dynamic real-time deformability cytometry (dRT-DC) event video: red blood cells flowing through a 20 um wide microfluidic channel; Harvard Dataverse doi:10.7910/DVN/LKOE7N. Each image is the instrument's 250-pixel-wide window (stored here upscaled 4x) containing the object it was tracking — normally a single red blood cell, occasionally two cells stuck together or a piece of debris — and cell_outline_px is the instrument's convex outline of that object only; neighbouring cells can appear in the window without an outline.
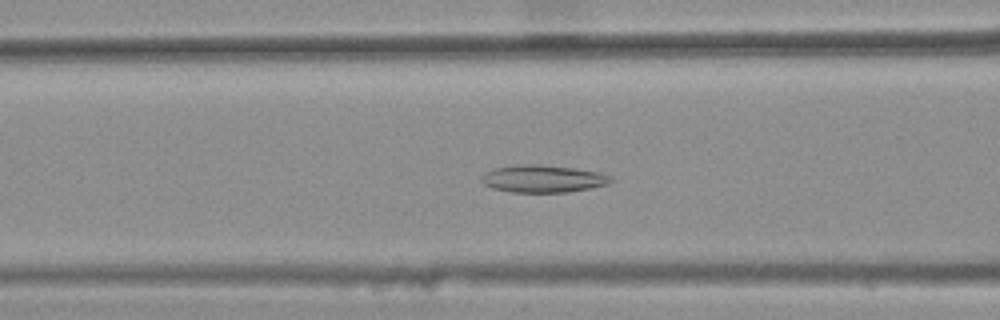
{"species": "common noctule bat (a hibernating species)", "species_latin": "Nyctalus noctula", "temperature_condition": "warm", "stored_images_in_passage": 42, "camera_frame_rate_fps": 3000, "um_per_image_px": 0.085, "animal": {"sex": "female", "body_mass_g": 25.1}, "frame": {"image": 1, "passage_image": 20, "time_ms": 6.333, "image_size_px": [1000, 320], "cell_outline_px": [[612, 180], [608, 184], [592, 188], [568, 192], [512, 192], [492, 188], [484, 184], [480, 180], [484, 172], [492, 168], [512, 164], [536, 164], [576, 168], [596, 172], [608, 176]], "centroid_in_image_um": [46.08, 15.18], "position_along_channel_um": 120.5, "area_um2": 20.75}}
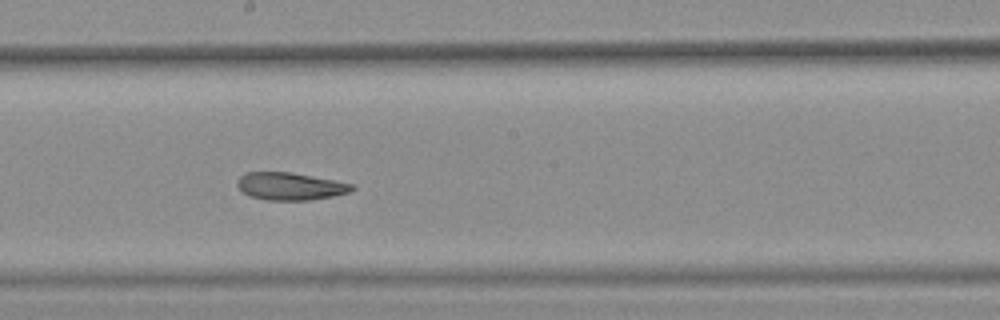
{"frame": {"image": 2, "passage_image": 28, "time_ms": 9.0, "image_size_px": [1000, 320], "cell_outline_px": [[356, 188], [348, 192], [332, 196], [308, 200], [268, 200], [248, 196], [236, 184], [236, 180], [244, 172], [292, 172], [352, 184]], "centroid_in_image_um": [24.61, 15.83], "position_along_channel_um": 223.6, "area_um2": 18.26}}
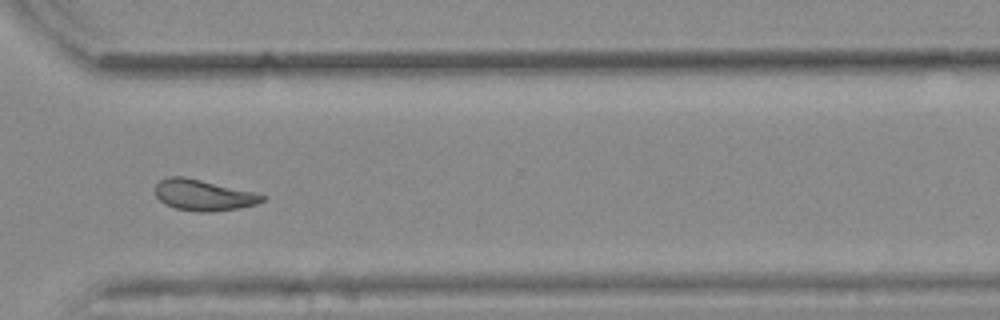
{"frame": {"image": 3, "passage_image": 38, "time_ms": 12.333, "image_size_px": [1000, 320], "cell_outline_px": [[268, 196], [264, 200], [256, 204], [240, 208], [212, 212], [196, 212], [176, 208], [164, 204], [156, 196], [156, 184], [160, 180], [168, 176], [184, 176], [256, 192]], "centroid_in_image_um": [17.31, 16.58], "position_along_channel_um": 353.3, "area_um2": 19.54}, "authors_computed_cell_mechanics": {"area_um2": 20.1433, "velocity_mm_per_s": 3.8744, "shape_relaxation_time_tau1_ms": null, "shape_relaxation_time_tau2_ms": 2.6579, "deformation_change_tau1": null, "deformation_change_tau2": 0.0932}}